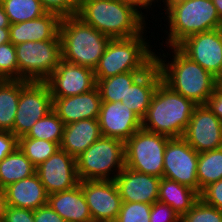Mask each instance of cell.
Instances as JSON below:
<instances>
[{
	"instance_id": "1",
	"label": "cell",
	"mask_w": 222,
	"mask_h": 222,
	"mask_svg": "<svg viewBox=\"0 0 222 222\" xmlns=\"http://www.w3.org/2000/svg\"><path fill=\"white\" fill-rule=\"evenodd\" d=\"M172 55L155 53V63L161 72L162 81L172 90L196 105H206L214 89L221 83L210 72L187 57L178 47H169ZM171 55L172 61L164 58ZM163 57V58H162ZM167 62V63H166Z\"/></svg>"
},
{
	"instance_id": "2",
	"label": "cell",
	"mask_w": 222,
	"mask_h": 222,
	"mask_svg": "<svg viewBox=\"0 0 222 222\" xmlns=\"http://www.w3.org/2000/svg\"><path fill=\"white\" fill-rule=\"evenodd\" d=\"M76 15L111 39L130 38L146 31L145 15L117 0H79Z\"/></svg>"
},
{
	"instance_id": "3",
	"label": "cell",
	"mask_w": 222,
	"mask_h": 222,
	"mask_svg": "<svg viewBox=\"0 0 222 222\" xmlns=\"http://www.w3.org/2000/svg\"><path fill=\"white\" fill-rule=\"evenodd\" d=\"M196 106L161 81L142 119V128L169 138L183 137Z\"/></svg>"
},
{
	"instance_id": "4",
	"label": "cell",
	"mask_w": 222,
	"mask_h": 222,
	"mask_svg": "<svg viewBox=\"0 0 222 222\" xmlns=\"http://www.w3.org/2000/svg\"><path fill=\"white\" fill-rule=\"evenodd\" d=\"M169 29L168 47H177L187 37L196 33L218 29L220 17L212 0H178L164 2Z\"/></svg>"
},
{
	"instance_id": "5",
	"label": "cell",
	"mask_w": 222,
	"mask_h": 222,
	"mask_svg": "<svg viewBox=\"0 0 222 222\" xmlns=\"http://www.w3.org/2000/svg\"><path fill=\"white\" fill-rule=\"evenodd\" d=\"M59 35L62 59L93 70L111 39L76 14L61 18Z\"/></svg>"
},
{
	"instance_id": "6",
	"label": "cell",
	"mask_w": 222,
	"mask_h": 222,
	"mask_svg": "<svg viewBox=\"0 0 222 222\" xmlns=\"http://www.w3.org/2000/svg\"><path fill=\"white\" fill-rule=\"evenodd\" d=\"M143 34L110 39L94 68L95 79H106L129 71H146L155 62V53Z\"/></svg>"
},
{
	"instance_id": "7",
	"label": "cell",
	"mask_w": 222,
	"mask_h": 222,
	"mask_svg": "<svg viewBox=\"0 0 222 222\" xmlns=\"http://www.w3.org/2000/svg\"><path fill=\"white\" fill-rule=\"evenodd\" d=\"M124 167V142L110 137L101 136L76 158L80 181L115 180Z\"/></svg>"
},
{
	"instance_id": "8",
	"label": "cell",
	"mask_w": 222,
	"mask_h": 222,
	"mask_svg": "<svg viewBox=\"0 0 222 222\" xmlns=\"http://www.w3.org/2000/svg\"><path fill=\"white\" fill-rule=\"evenodd\" d=\"M15 49L19 80L45 82L62 59L61 40L28 41Z\"/></svg>"
},
{
	"instance_id": "9",
	"label": "cell",
	"mask_w": 222,
	"mask_h": 222,
	"mask_svg": "<svg viewBox=\"0 0 222 222\" xmlns=\"http://www.w3.org/2000/svg\"><path fill=\"white\" fill-rule=\"evenodd\" d=\"M170 138L143 128L125 143V167L148 175L163 177L164 153Z\"/></svg>"
},
{
	"instance_id": "10",
	"label": "cell",
	"mask_w": 222,
	"mask_h": 222,
	"mask_svg": "<svg viewBox=\"0 0 222 222\" xmlns=\"http://www.w3.org/2000/svg\"><path fill=\"white\" fill-rule=\"evenodd\" d=\"M53 108V99L46 82L22 80L18 109L11 132L20 138Z\"/></svg>"
},
{
	"instance_id": "11",
	"label": "cell",
	"mask_w": 222,
	"mask_h": 222,
	"mask_svg": "<svg viewBox=\"0 0 222 222\" xmlns=\"http://www.w3.org/2000/svg\"><path fill=\"white\" fill-rule=\"evenodd\" d=\"M198 155L199 153L183 137L170 138L164 153L163 177L186 185L199 193Z\"/></svg>"
},
{
	"instance_id": "12",
	"label": "cell",
	"mask_w": 222,
	"mask_h": 222,
	"mask_svg": "<svg viewBox=\"0 0 222 222\" xmlns=\"http://www.w3.org/2000/svg\"><path fill=\"white\" fill-rule=\"evenodd\" d=\"M177 47L222 82V34L219 29L191 35Z\"/></svg>"
},
{
	"instance_id": "13",
	"label": "cell",
	"mask_w": 222,
	"mask_h": 222,
	"mask_svg": "<svg viewBox=\"0 0 222 222\" xmlns=\"http://www.w3.org/2000/svg\"><path fill=\"white\" fill-rule=\"evenodd\" d=\"M93 221L114 222L122 198L114 180H84L79 182Z\"/></svg>"
},
{
	"instance_id": "14",
	"label": "cell",
	"mask_w": 222,
	"mask_h": 222,
	"mask_svg": "<svg viewBox=\"0 0 222 222\" xmlns=\"http://www.w3.org/2000/svg\"><path fill=\"white\" fill-rule=\"evenodd\" d=\"M52 98H64L89 92L97 85L94 70L60 60L57 68L45 81Z\"/></svg>"
},
{
	"instance_id": "15",
	"label": "cell",
	"mask_w": 222,
	"mask_h": 222,
	"mask_svg": "<svg viewBox=\"0 0 222 222\" xmlns=\"http://www.w3.org/2000/svg\"><path fill=\"white\" fill-rule=\"evenodd\" d=\"M183 138L198 153L222 147V122L207 105H197Z\"/></svg>"
},
{
	"instance_id": "16",
	"label": "cell",
	"mask_w": 222,
	"mask_h": 222,
	"mask_svg": "<svg viewBox=\"0 0 222 222\" xmlns=\"http://www.w3.org/2000/svg\"><path fill=\"white\" fill-rule=\"evenodd\" d=\"M36 173L48 194L73 189L80 182L76 158L61 148L36 167Z\"/></svg>"
},
{
	"instance_id": "17",
	"label": "cell",
	"mask_w": 222,
	"mask_h": 222,
	"mask_svg": "<svg viewBox=\"0 0 222 222\" xmlns=\"http://www.w3.org/2000/svg\"><path fill=\"white\" fill-rule=\"evenodd\" d=\"M98 121L102 136L124 143L142 128V120L122 102H102Z\"/></svg>"
},
{
	"instance_id": "18",
	"label": "cell",
	"mask_w": 222,
	"mask_h": 222,
	"mask_svg": "<svg viewBox=\"0 0 222 222\" xmlns=\"http://www.w3.org/2000/svg\"><path fill=\"white\" fill-rule=\"evenodd\" d=\"M160 179L124 167L115 178L122 202L153 204L158 200Z\"/></svg>"
},
{
	"instance_id": "19",
	"label": "cell",
	"mask_w": 222,
	"mask_h": 222,
	"mask_svg": "<svg viewBox=\"0 0 222 222\" xmlns=\"http://www.w3.org/2000/svg\"><path fill=\"white\" fill-rule=\"evenodd\" d=\"M52 110L64 125L84 119H98L101 109V96L98 87L89 92L64 98H52Z\"/></svg>"
},
{
	"instance_id": "20",
	"label": "cell",
	"mask_w": 222,
	"mask_h": 222,
	"mask_svg": "<svg viewBox=\"0 0 222 222\" xmlns=\"http://www.w3.org/2000/svg\"><path fill=\"white\" fill-rule=\"evenodd\" d=\"M2 205L36 210L47 205L48 193L37 173L18 182L9 184L2 190Z\"/></svg>"
},
{
	"instance_id": "21",
	"label": "cell",
	"mask_w": 222,
	"mask_h": 222,
	"mask_svg": "<svg viewBox=\"0 0 222 222\" xmlns=\"http://www.w3.org/2000/svg\"><path fill=\"white\" fill-rule=\"evenodd\" d=\"M61 17L53 12H47L41 17L10 24L9 36L13 45L28 41L61 40L59 35Z\"/></svg>"
},
{
	"instance_id": "22",
	"label": "cell",
	"mask_w": 222,
	"mask_h": 222,
	"mask_svg": "<svg viewBox=\"0 0 222 222\" xmlns=\"http://www.w3.org/2000/svg\"><path fill=\"white\" fill-rule=\"evenodd\" d=\"M161 81V72L154 62L131 84L122 103L142 120Z\"/></svg>"
},
{
	"instance_id": "23",
	"label": "cell",
	"mask_w": 222,
	"mask_h": 222,
	"mask_svg": "<svg viewBox=\"0 0 222 222\" xmlns=\"http://www.w3.org/2000/svg\"><path fill=\"white\" fill-rule=\"evenodd\" d=\"M47 204L66 222H93L80 185L48 194Z\"/></svg>"
},
{
	"instance_id": "24",
	"label": "cell",
	"mask_w": 222,
	"mask_h": 222,
	"mask_svg": "<svg viewBox=\"0 0 222 222\" xmlns=\"http://www.w3.org/2000/svg\"><path fill=\"white\" fill-rule=\"evenodd\" d=\"M102 136L98 119H84L64 125L60 148L77 158Z\"/></svg>"
},
{
	"instance_id": "25",
	"label": "cell",
	"mask_w": 222,
	"mask_h": 222,
	"mask_svg": "<svg viewBox=\"0 0 222 222\" xmlns=\"http://www.w3.org/2000/svg\"><path fill=\"white\" fill-rule=\"evenodd\" d=\"M200 199L199 193L176 181L160 179L158 200L168 204L180 217L187 213Z\"/></svg>"
},
{
	"instance_id": "26",
	"label": "cell",
	"mask_w": 222,
	"mask_h": 222,
	"mask_svg": "<svg viewBox=\"0 0 222 222\" xmlns=\"http://www.w3.org/2000/svg\"><path fill=\"white\" fill-rule=\"evenodd\" d=\"M35 173L36 167L17 147L0 161V190Z\"/></svg>"
},
{
	"instance_id": "27",
	"label": "cell",
	"mask_w": 222,
	"mask_h": 222,
	"mask_svg": "<svg viewBox=\"0 0 222 222\" xmlns=\"http://www.w3.org/2000/svg\"><path fill=\"white\" fill-rule=\"evenodd\" d=\"M22 80H0V131H11L18 109Z\"/></svg>"
},
{
	"instance_id": "28",
	"label": "cell",
	"mask_w": 222,
	"mask_h": 222,
	"mask_svg": "<svg viewBox=\"0 0 222 222\" xmlns=\"http://www.w3.org/2000/svg\"><path fill=\"white\" fill-rule=\"evenodd\" d=\"M144 71H129L106 79H96L102 102H122L128 88Z\"/></svg>"
},
{
	"instance_id": "29",
	"label": "cell",
	"mask_w": 222,
	"mask_h": 222,
	"mask_svg": "<svg viewBox=\"0 0 222 222\" xmlns=\"http://www.w3.org/2000/svg\"><path fill=\"white\" fill-rule=\"evenodd\" d=\"M197 178L199 194L207 185L222 179V147L199 153Z\"/></svg>"
},
{
	"instance_id": "30",
	"label": "cell",
	"mask_w": 222,
	"mask_h": 222,
	"mask_svg": "<svg viewBox=\"0 0 222 222\" xmlns=\"http://www.w3.org/2000/svg\"><path fill=\"white\" fill-rule=\"evenodd\" d=\"M10 24L43 16L47 11L39 0H0Z\"/></svg>"
},
{
	"instance_id": "31",
	"label": "cell",
	"mask_w": 222,
	"mask_h": 222,
	"mask_svg": "<svg viewBox=\"0 0 222 222\" xmlns=\"http://www.w3.org/2000/svg\"><path fill=\"white\" fill-rule=\"evenodd\" d=\"M63 130V121L51 110L32 126L25 137L51 141L60 145L63 138Z\"/></svg>"
},
{
	"instance_id": "32",
	"label": "cell",
	"mask_w": 222,
	"mask_h": 222,
	"mask_svg": "<svg viewBox=\"0 0 222 222\" xmlns=\"http://www.w3.org/2000/svg\"><path fill=\"white\" fill-rule=\"evenodd\" d=\"M18 148L32 162L35 167L46 161L60 149L55 142L22 136L18 138Z\"/></svg>"
},
{
	"instance_id": "33",
	"label": "cell",
	"mask_w": 222,
	"mask_h": 222,
	"mask_svg": "<svg viewBox=\"0 0 222 222\" xmlns=\"http://www.w3.org/2000/svg\"><path fill=\"white\" fill-rule=\"evenodd\" d=\"M180 222H222V210L210 206L199 199L194 206L181 217Z\"/></svg>"
},
{
	"instance_id": "34",
	"label": "cell",
	"mask_w": 222,
	"mask_h": 222,
	"mask_svg": "<svg viewBox=\"0 0 222 222\" xmlns=\"http://www.w3.org/2000/svg\"><path fill=\"white\" fill-rule=\"evenodd\" d=\"M152 204L141 202H122L114 222H150Z\"/></svg>"
},
{
	"instance_id": "35",
	"label": "cell",
	"mask_w": 222,
	"mask_h": 222,
	"mask_svg": "<svg viewBox=\"0 0 222 222\" xmlns=\"http://www.w3.org/2000/svg\"><path fill=\"white\" fill-rule=\"evenodd\" d=\"M18 79V62L15 45L11 42L0 45V80Z\"/></svg>"
},
{
	"instance_id": "36",
	"label": "cell",
	"mask_w": 222,
	"mask_h": 222,
	"mask_svg": "<svg viewBox=\"0 0 222 222\" xmlns=\"http://www.w3.org/2000/svg\"><path fill=\"white\" fill-rule=\"evenodd\" d=\"M47 12L58 14L61 18L75 15L79 0H39Z\"/></svg>"
},
{
	"instance_id": "37",
	"label": "cell",
	"mask_w": 222,
	"mask_h": 222,
	"mask_svg": "<svg viewBox=\"0 0 222 222\" xmlns=\"http://www.w3.org/2000/svg\"><path fill=\"white\" fill-rule=\"evenodd\" d=\"M1 222H34V211L24 208L2 205Z\"/></svg>"
},
{
	"instance_id": "38",
	"label": "cell",
	"mask_w": 222,
	"mask_h": 222,
	"mask_svg": "<svg viewBox=\"0 0 222 222\" xmlns=\"http://www.w3.org/2000/svg\"><path fill=\"white\" fill-rule=\"evenodd\" d=\"M181 217L168 205L156 201L152 204L150 222H180Z\"/></svg>"
},
{
	"instance_id": "39",
	"label": "cell",
	"mask_w": 222,
	"mask_h": 222,
	"mask_svg": "<svg viewBox=\"0 0 222 222\" xmlns=\"http://www.w3.org/2000/svg\"><path fill=\"white\" fill-rule=\"evenodd\" d=\"M199 196L206 204L222 210V179L207 185Z\"/></svg>"
},
{
	"instance_id": "40",
	"label": "cell",
	"mask_w": 222,
	"mask_h": 222,
	"mask_svg": "<svg viewBox=\"0 0 222 222\" xmlns=\"http://www.w3.org/2000/svg\"><path fill=\"white\" fill-rule=\"evenodd\" d=\"M18 147V138L11 131H0V161Z\"/></svg>"
},
{
	"instance_id": "41",
	"label": "cell",
	"mask_w": 222,
	"mask_h": 222,
	"mask_svg": "<svg viewBox=\"0 0 222 222\" xmlns=\"http://www.w3.org/2000/svg\"><path fill=\"white\" fill-rule=\"evenodd\" d=\"M34 222H66L48 204L34 210Z\"/></svg>"
},
{
	"instance_id": "42",
	"label": "cell",
	"mask_w": 222,
	"mask_h": 222,
	"mask_svg": "<svg viewBox=\"0 0 222 222\" xmlns=\"http://www.w3.org/2000/svg\"><path fill=\"white\" fill-rule=\"evenodd\" d=\"M206 105L222 122V83L214 89Z\"/></svg>"
},
{
	"instance_id": "43",
	"label": "cell",
	"mask_w": 222,
	"mask_h": 222,
	"mask_svg": "<svg viewBox=\"0 0 222 222\" xmlns=\"http://www.w3.org/2000/svg\"><path fill=\"white\" fill-rule=\"evenodd\" d=\"M117 1L133 7L137 12H139L142 15L143 13H142L141 9L142 10H144V9L150 10L152 4H155V2H158L159 0H117ZM160 2H161V0H160Z\"/></svg>"
},
{
	"instance_id": "44",
	"label": "cell",
	"mask_w": 222,
	"mask_h": 222,
	"mask_svg": "<svg viewBox=\"0 0 222 222\" xmlns=\"http://www.w3.org/2000/svg\"><path fill=\"white\" fill-rule=\"evenodd\" d=\"M10 23L8 20V17L5 13V10L2 6V4L0 3V28H9Z\"/></svg>"
},
{
	"instance_id": "45",
	"label": "cell",
	"mask_w": 222,
	"mask_h": 222,
	"mask_svg": "<svg viewBox=\"0 0 222 222\" xmlns=\"http://www.w3.org/2000/svg\"><path fill=\"white\" fill-rule=\"evenodd\" d=\"M10 42L9 28H0V45Z\"/></svg>"
},
{
	"instance_id": "46",
	"label": "cell",
	"mask_w": 222,
	"mask_h": 222,
	"mask_svg": "<svg viewBox=\"0 0 222 222\" xmlns=\"http://www.w3.org/2000/svg\"><path fill=\"white\" fill-rule=\"evenodd\" d=\"M213 4L216 7L217 14L220 18H222V0H212Z\"/></svg>"
},
{
	"instance_id": "47",
	"label": "cell",
	"mask_w": 222,
	"mask_h": 222,
	"mask_svg": "<svg viewBox=\"0 0 222 222\" xmlns=\"http://www.w3.org/2000/svg\"><path fill=\"white\" fill-rule=\"evenodd\" d=\"M2 204H3V200H2V191L0 190V215H1Z\"/></svg>"
},
{
	"instance_id": "48",
	"label": "cell",
	"mask_w": 222,
	"mask_h": 222,
	"mask_svg": "<svg viewBox=\"0 0 222 222\" xmlns=\"http://www.w3.org/2000/svg\"><path fill=\"white\" fill-rule=\"evenodd\" d=\"M219 31H220V33L222 34V18H220V25H219Z\"/></svg>"
},
{
	"instance_id": "49",
	"label": "cell",
	"mask_w": 222,
	"mask_h": 222,
	"mask_svg": "<svg viewBox=\"0 0 222 222\" xmlns=\"http://www.w3.org/2000/svg\"><path fill=\"white\" fill-rule=\"evenodd\" d=\"M172 1H178V0H162L163 5H164V2H172Z\"/></svg>"
}]
</instances>
